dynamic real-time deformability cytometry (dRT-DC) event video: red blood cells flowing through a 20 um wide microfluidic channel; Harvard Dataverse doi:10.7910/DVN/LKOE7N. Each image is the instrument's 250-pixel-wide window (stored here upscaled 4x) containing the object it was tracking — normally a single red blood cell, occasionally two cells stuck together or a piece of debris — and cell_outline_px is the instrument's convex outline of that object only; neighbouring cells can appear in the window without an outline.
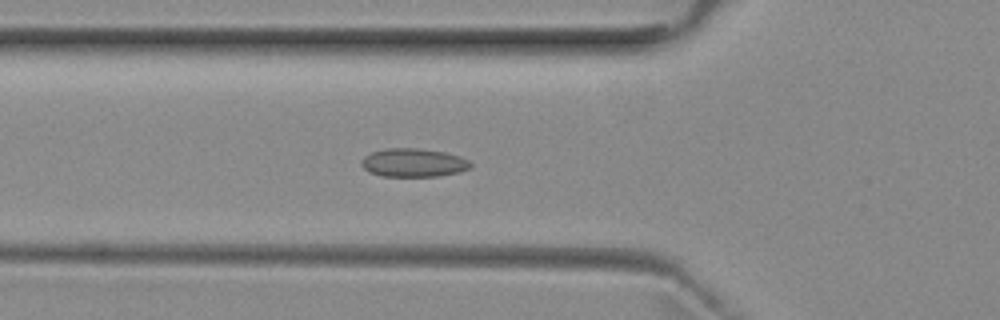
{"species": "common noctule bat (a hibernating species)", "species_latin": "Nyctalus noctula", "temperature_condition": "room temperature", "stored_images_in_passage": 42, "camera_frame_rate_fps": 3000, "um_per_image_px": 0.085, "animal": {"sex": "female", "body_mass_g": 29.2, "forearm_length_mm": 56.3}, "frame": {"image": 1, "passage_image": 8, "time_ms": 2.333, "image_size_px": [1000, 320], "cell_outline_px": [[472, 168], [460, 172], [440, 176], [380, 176], [368, 172], [360, 164], [360, 160], [364, 156], [372, 152], [384, 148], [420, 148], [444, 152], [460, 156], [468, 160], [472, 164]], "centroid_in_image_um": [35.14, 13.83], "position_along_channel_um": 90.7, "area_um2": 18.38}}
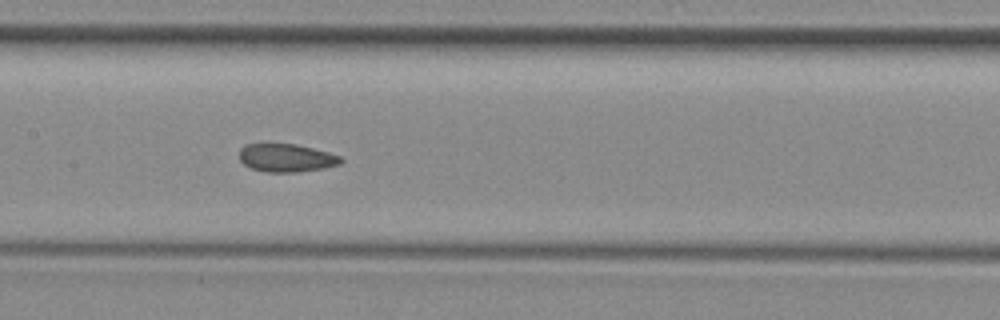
{"frame": {"image": 2, "passage_image": 15, "time_ms": 4.667, "image_size_px": [1000, 320], "cell_outline_px": [[344, 160], [340, 164], [324, 168], [296, 172], [264, 172], [252, 168], [244, 164], [240, 160], [240, 148], [244, 144], [264, 140], [296, 144], [328, 152], [340, 156]], "centroid_in_image_um": [24.27, 13.36], "position_along_channel_um": 183.1, "area_um2": 17.34}}
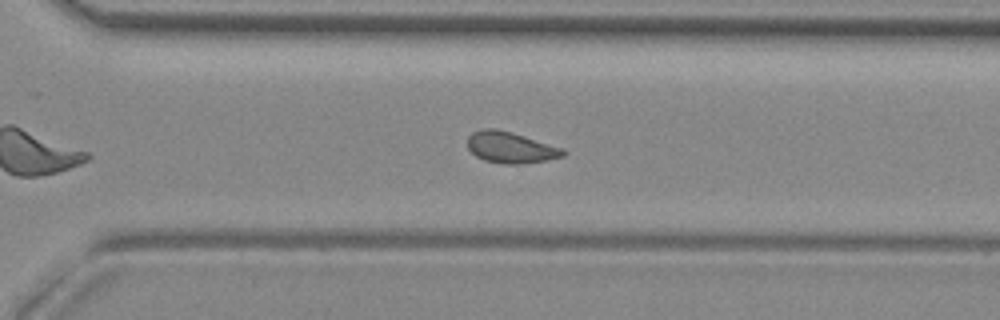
{"frame": {"image": 3, "passage_image": 26, "time_ms": 8.333, "image_size_px": [1000, 320], "cell_outline_px": [[568, 152], [564, 156], [544, 160], [520, 164], [504, 164], [484, 160], [476, 156], [468, 148], [468, 136], [472, 132], [480, 128], [496, 128], [512, 132], [564, 148]], "centroid_in_image_um": [43.4, 12.52], "position_along_channel_um": 327.2, "area_um2": 17.51}, "authors_computed_cell_mechanics": {"area_um2": 17.3111, "velocity_mm_per_s": 3.9408, "shape_relaxation_time_tau1_ms": 7.7838, "shape_relaxation_time_tau2_ms": 1.8272, "deformation_change_tau1": 0.1045, "deformation_change_tau2": 0.0779}}